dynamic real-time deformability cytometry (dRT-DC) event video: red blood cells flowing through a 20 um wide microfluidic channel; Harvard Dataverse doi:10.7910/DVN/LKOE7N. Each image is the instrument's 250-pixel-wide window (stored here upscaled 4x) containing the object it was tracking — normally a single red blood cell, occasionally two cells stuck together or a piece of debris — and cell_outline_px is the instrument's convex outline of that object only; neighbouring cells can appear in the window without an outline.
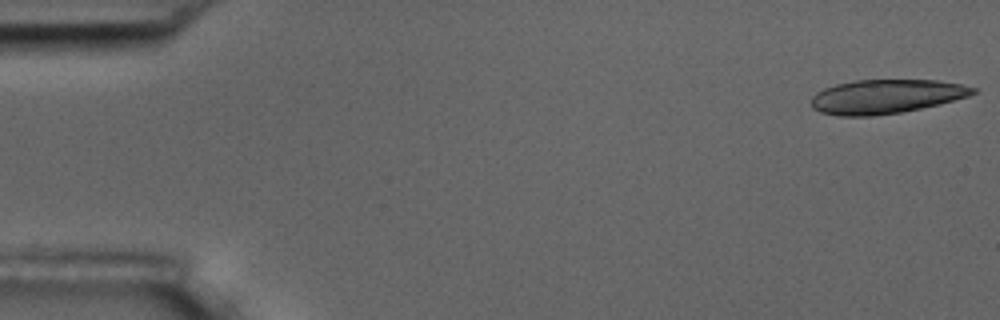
{"species": "common noctule bat (a hibernating species)", "species_latin": "Nyctalus noctula", "temperature_condition": "room temperature", "stored_images_in_passage": 15, "camera_frame_rate_fps": 3000, "um_per_image_px": 0.085, "animal": {"sex": "male", "body_mass_g": 17.5, "forearm_length_mm": 52.3}, "frame": {"image": 1, "passage_image": 1, "time_ms": 0.0, "image_size_px": [1000, 320], "cell_outline_px": [[976, 92], [968, 96], [940, 104], [900, 112], [872, 116], [836, 116], [820, 112], [812, 108], [812, 96], [816, 92], [824, 88], [836, 84], [856, 80], [936, 80], [960, 84], [976, 88]], "centroid_in_image_um": [75.28, 8.2], "position_along_channel_um": 9.7, "area_um2": 32.02}}
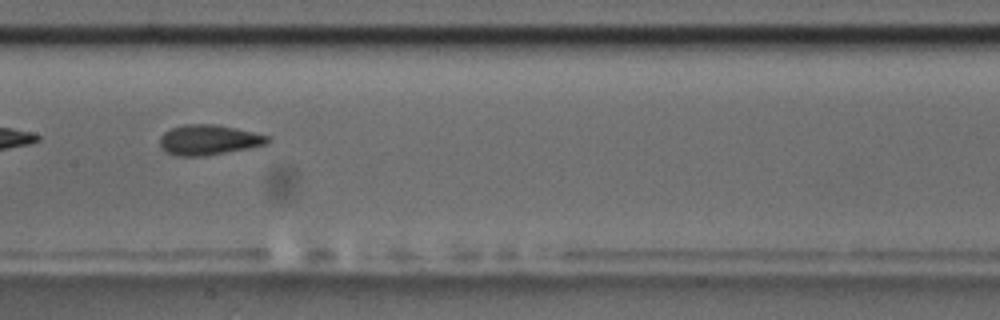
{"frame": {"image": 2, "passage_image": 8, "time_ms": 9.0, "image_size_px": [1000, 320], "cell_outline_px": [[272, 140], [268, 144], [248, 148], [204, 156], [176, 156], [160, 148], [160, 136], [164, 132], [172, 128], [184, 124], [216, 124], [236, 128], [272, 136]], "centroid_in_image_um": [17.77, 11.88], "position_along_channel_um": 189.6, "area_um2": 19.13}}
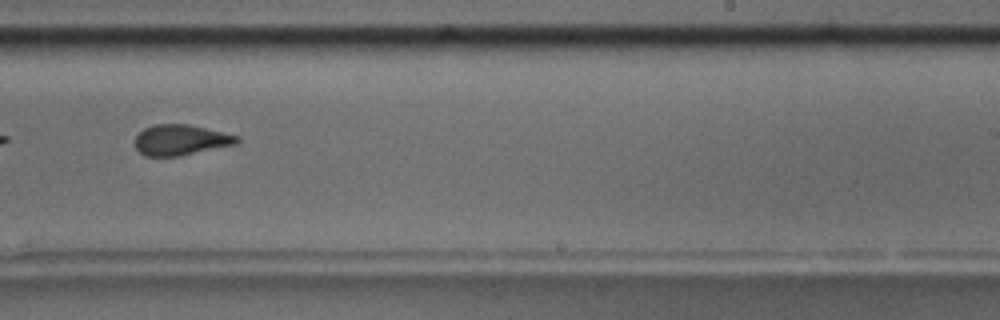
{"frame": {"image": 3, "passage_image": 10, "time_ms": 11.333, "image_size_px": [1000, 320], "cell_outline_px": [[240, 140], [236, 144], [180, 156], [144, 156], [136, 148], [136, 136], [144, 128], [156, 124], [188, 124], [240, 136]], "centroid_in_image_um": [15.37, 11.9], "position_along_channel_um": 273.6, "area_um2": 18.09}, "authors_computed_cell_mechanics": {"area_um2": 19.3052, "velocity_mm_per_s": 3.6103, "shape_relaxation_time_tau1_ms": 2.5849, "shape_relaxation_time_tau2_ms": 1.4984, "deformation_change_tau1": 0.1278, "deformation_change_tau2": 0.0734}}